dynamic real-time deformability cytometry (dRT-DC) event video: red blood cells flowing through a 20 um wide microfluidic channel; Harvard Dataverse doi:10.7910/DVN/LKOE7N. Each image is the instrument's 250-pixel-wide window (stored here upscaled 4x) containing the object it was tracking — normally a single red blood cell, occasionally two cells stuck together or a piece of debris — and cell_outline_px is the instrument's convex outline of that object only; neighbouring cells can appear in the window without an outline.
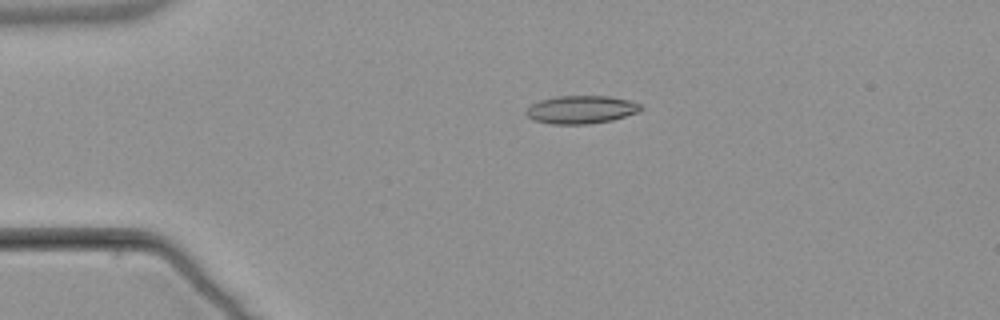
{"species": "common noctule bat (a hibernating species)", "species_latin": "Nyctalus noctula", "temperature_condition": "warm", "stored_images_in_passage": 4, "camera_frame_rate_fps": 3000, "um_per_image_px": 0.085, "animal": {"sex": "male", "body_mass_g": 21.5, "forearm_length_mm": 52.0}, "frame": {"image": 1, "passage_image": 4, "time_ms": 3.667, "image_size_px": [1000, 320], "cell_outline_px": [[644, 108], [636, 112], [612, 120], [588, 124], [552, 124], [536, 120], [528, 116], [524, 112], [532, 104], [540, 100], [556, 96], [608, 96], [628, 100], [640, 104]], "centroid_in_image_um": [49.39, 9.31], "position_along_channel_um": 35.6, "area_um2": 18.5}}